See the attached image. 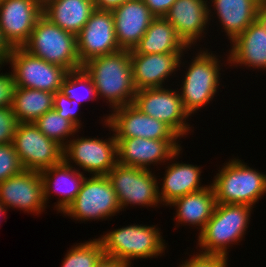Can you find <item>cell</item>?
I'll return each mask as SVG.
<instances>
[{"mask_svg":"<svg viewBox=\"0 0 266 267\" xmlns=\"http://www.w3.org/2000/svg\"><path fill=\"white\" fill-rule=\"evenodd\" d=\"M82 68L91 77L98 98H106L112 110L133 103L136 89L130 50L101 55L83 64Z\"/></svg>","mask_w":266,"mask_h":267,"instance_id":"obj_1","label":"cell"},{"mask_svg":"<svg viewBox=\"0 0 266 267\" xmlns=\"http://www.w3.org/2000/svg\"><path fill=\"white\" fill-rule=\"evenodd\" d=\"M253 208L245 204L216 203L212 217L199 232L200 253L228 258L229 244H238L243 239Z\"/></svg>","mask_w":266,"mask_h":267,"instance_id":"obj_2","label":"cell"},{"mask_svg":"<svg viewBox=\"0 0 266 267\" xmlns=\"http://www.w3.org/2000/svg\"><path fill=\"white\" fill-rule=\"evenodd\" d=\"M22 48L31 55L68 71L82 68L77 52V36L64 31L43 14L37 19L28 41Z\"/></svg>","mask_w":266,"mask_h":267,"instance_id":"obj_3","label":"cell"},{"mask_svg":"<svg viewBox=\"0 0 266 267\" xmlns=\"http://www.w3.org/2000/svg\"><path fill=\"white\" fill-rule=\"evenodd\" d=\"M211 183L216 203L253 207L266 193V174L250 168L240 159L225 163Z\"/></svg>","mask_w":266,"mask_h":267,"instance_id":"obj_4","label":"cell"},{"mask_svg":"<svg viewBox=\"0 0 266 267\" xmlns=\"http://www.w3.org/2000/svg\"><path fill=\"white\" fill-rule=\"evenodd\" d=\"M103 247L104 256L129 263L134 259L156 258L165 252V242L159 228L131 224L109 231L98 238Z\"/></svg>","mask_w":266,"mask_h":267,"instance_id":"obj_5","label":"cell"},{"mask_svg":"<svg viewBox=\"0 0 266 267\" xmlns=\"http://www.w3.org/2000/svg\"><path fill=\"white\" fill-rule=\"evenodd\" d=\"M196 54L182 79V91L179 92L183 106L190 116L212 101L220 84L221 69L217 56L208 53V50H200Z\"/></svg>","mask_w":266,"mask_h":267,"instance_id":"obj_6","label":"cell"},{"mask_svg":"<svg viewBox=\"0 0 266 267\" xmlns=\"http://www.w3.org/2000/svg\"><path fill=\"white\" fill-rule=\"evenodd\" d=\"M116 192L106 175H91L85 177L80 191L74 201L63 212L74 220L108 219L119 213Z\"/></svg>","mask_w":266,"mask_h":267,"instance_id":"obj_7","label":"cell"},{"mask_svg":"<svg viewBox=\"0 0 266 267\" xmlns=\"http://www.w3.org/2000/svg\"><path fill=\"white\" fill-rule=\"evenodd\" d=\"M106 176L116 192L121 210H124L128 204L145 207H156L161 204L158 196L159 182L150 169L117 162Z\"/></svg>","mask_w":266,"mask_h":267,"instance_id":"obj_8","label":"cell"},{"mask_svg":"<svg viewBox=\"0 0 266 267\" xmlns=\"http://www.w3.org/2000/svg\"><path fill=\"white\" fill-rule=\"evenodd\" d=\"M11 65L15 87L38 89L55 93L68 74V70L42 58L31 55L22 47H14L8 62Z\"/></svg>","mask_w":266,"mask_h":267,"instance_id":"obj_9","label":"cell"},{"mask_svg":"<svg viewBox=\"0 0 266 267\" xmlns=\"http://www.w3.org/2000/svg\"><path fill=\"white\" fill-rule=\"evenodd\" d=\"M12 144L24 170L41 171L63 161V147L32 122L18 123Z\"/></svg>","mask_w":266,"mask_h":267,"instance_id":"obj_10","label":"cell"},{"mask_svg":"<svg viewBox=\"0 0 266 267\" xmlns=\"http://www.w3.org/2000/svg\"><path fill=\"white\" fill-rule=\"evenodd\" d=\"M144 114L168 125L180 138L190 133V116L182 103L179 91L166 88H146L136 91L132 103Z\"/></svg>","mask_w":266,"mask_h":267,"instance_id":"obj_11","label":"cell"},{"mask_svg":"<svg viewBox=\"0 0 266 267\" xmlns=\"http://www.w3.org/2000/svg\"><path fill=\"white\" fill-rule=\"evenodd\" d=\"M63 148V160L71 162L91 175H107L117 163V141L115 135L108 139L70 138Z\"/></svg>","mask_w":266,"mask_h":267,"instance_id":"obj_12","label":"cell"},{"mask_svg":"<svg viewBox=\"0 0 266 267\" xmlns=\"http://www.w3.org/2000/svg\"><path fill=\"white\" fill-rule=\"evenodd\" d=\"M105 116L104 125L114 131L115 138H148L177 140L180 137L164 122L150 117L133 104L118 107Z\"/></svg>","mask_w":266,"mask_h":267,"instance_id":"obj_13","label":"cell"},{"mask_svg":"<svg viewBox=\"0 0 266 267\" xmlns=\"http://www.w3.org/2000/svg\"><path fill=\"white\" fill-rule=\"evenodd\" d=\"M120 50L111 10L95 9L77 35V52L81 65L93 58Z\"/></svg>","mask_w":266,"mask_h":267,"instance_id":"obj_14","label":"cell"},{"mask_svg":"<svg viewBox=\"0 0 266 267\" xmlns=\"http://www.w3.org/2000/svg\"><path fill=\"white\" fill-rule=\"evenodd\" d=\"M117 162L123 165L150 169L178 157L181 145L177 140H155L148 138H116ZM177 141V142H176Z\"/></svg>","mask_w":266,"mask_h":267,"instance_id":"obj_15","label":"cell"},{"mask_svg":"<svg viewBox=\"0 0 266 267\" xmlns=\"http://www.w3.org/2000/svg\"><path fill=\"white\" fill-rule=\"evenodd\" d=\"M0 202L6 210L12 207L37 215L43 212L47 205L40 171L22 170L0 182Z\"/></svg>","mask_w":266,"mask_h":267,"instance_id":"obj_16","label":"cell"},{"mask_svg":"<svg viewBox=\"0 0 266 267\" xmlns=\"http://www.w3.org/2000/svg\"><path fill=\"white\" fill-rule=\"evenodd\" d=\"M41 15L42 0H3L0 3V29L13 48L22 47Z\"/></svg>","mask_w":266,"mask_h":267,"instance_id":"obj_17","label":"cell"},{"mask_svg":"<svg viewBox=\"0 0 266 267\" xmlns=\"http://www.w3.org/2000/svg\"><path fill=\"white\" fill-rule=\"evenodd\" d=\"M117 42L122 50H133L155 16L143 0H128L111 10Z\"/></svg>","mask_w":266,"mask_h":267,"instance_id":"obj_18","label":"cell"},{"mask_svg":"<svg viewBox=\"0 0 266 267\" xmlns=\"http://www.w3.org/2000/svg\"><path fill=\"white\" fill-rule=\"evenodd\" d=\"M183 53L130 54L132 79L136 91L162 88L165 79L177 71Z\"/></svg>","mask_w":266,"mask_h":267,"instance_id":"obj_19","label":"cell"},{"mask_svg":"<svg viewBox=\"0 0 266 267\" xmlns=\"http://www.w3.org/2000/svg\"><path fill=\"white\" fill-rule=\"evenodd\" d=\"M207 0H176L164 16L176 29V33L189 48L202 37L211 19V7ZM210 8V9H209Z\"/></svg>","mask_w":266,"mask_h":267,"instance_id":"obj_20","label":"cell"},{"mask_svg":"<svg viewBox=\"0 0 266 267\" xmlns=\"http://www.w3.org/2000/svg\"><path fill=\"white\" fill-rule=\"evenodd\" d=\"M228 63L266 69V15L263 13L231 42ZM238 64V65H237Z\"/></svg>","mask_w":266,"mask_h":267,"instance_id":"obj_21","label":"cell"},{"mask_svg":"<svg viewBox=\"0 0 266 267\" xmlns=\"http://www.w3.org/2000/svg\"><path fill=\"white\" fill-rule=\"evenodd\" d=\"M43 181L44 201L47 205L52 193L61 196L55 208L63 213L74 201L85 179L83 172L68 165L64 160L54 166L40 171Z\"/></svg>","mask_w":266,"mask_h":267,"instance_id":"obj_22","label":"cell"},{"mask_svg":"<svg viewBox=\"0 0 266 267\" xmlns=\"http://www.w3.org/2000/svg\"><path fill=\"white\" fill-rule=\"evenodd\" d=\"M228 38L233 42L264 13L265 0H211Z\"/></svg>","mask_w":266,"mask_h":267,"instance_id":"obj_23","label":"cell"},{"mask_svg":"<svg viewBox=\"0 0 266 267\" xmlns=\"http://www.w3.org/2000/svg\"><path fill=\"white\" fill-rule=\"evenodd\" d=\"M94 10V0H42V14L64 31L76 36Z\"/></svg>","mask_w":266,"mask_h":267,"instance_id":"obj_24","label":"cell"},{"mask_svg":"<svg viewBox=\"0 0 266 267\" xmlns=\"http://www.w3.org/2000/svg\"><path fill=\"white\" fill-rule=\"evenodd\" d=\"M168 165L163 182L160 184L162 189H158L161 204L167 206L179 197L200 191L208 186L200 184L201 167L179 162Z\"/></svg>","mask_w":266,"mask_h":267,"instance_id":"obj_25","label":"cell"},{"mask_svg":"<svg viewBox=\"0 0 266 267\" xmlns=\"http://www.w3.org/2000/svg\"><path fill=\"white\" fill-rule=\"evenodd\" d=\"M186 49L174 26L165 17H155L130 54L184 53Z\"/></svg>","mask_w":266,"mask_h":267,"instance_id":"obj_26","label":"cell"},{"mask_svg":"<svg viewBox=\"0 0 266 267\" xmlns=\"http://www.w3.org/2000/svg\"><path fill=\"white\" fill-rule=\"evenodd\" d=\"M169 206L176 207V222L190 226H198L200 232L212 217L216 206V198L212 185L206 188L179 197L172 201Z\"/></svg>","mask_w":266,"mask_h":267,"instance_id":"obj_27","label":"cell"},{"mask_svg":"<svg viewBox=\"0 0 266 267\" xmlns=\"http://www.w3.org/2000/svg\"><path fill=\"white\" fill-rule=\"evenodd\" d=\"M54 93L38 89L15 87L12 110L18 123H34L53 109Z\"/></svg>","mask_w":266,"mask_h":267,"instance_id":"obj_28","label":"cell"},{"mask_svg":"<svg viewBox=\"0 0 266 267\" xmlns=\"http://www.w3.org/2000/svg\"><path fill=\"white\" fill-rule=\"evenodd\" d=\"M34 124L46 137L56 141L63 148L69 142L68 137L79 132L68 119L61 117L54 108L44 113Z\"/></svg>","mask_w":266,"mask_h":267,"instance_id":"obj_29","label":"cell"},{"mask_svg":"<svg viewBox=\"0 0 266 267\" xmlns=\"http://www.w3.org/2000/svg\"><path fill=\"white\" fill-rule=\"evenodd\" d=\"M81 90L84 93L81 92ZM60 91L67 95L69 99L75 100L80 105L87 99L93 101L98 97L91 77L83 68L69 71L61 85Z\"/></svg>","mask_w":266,"mask_h":267,"instance_id":"obj_30","label":"cell"},{"mask_svg":"<svg viewBox=\"0 0 266 267\" xmlns=\"http://www.w3.org/2000/svg\"><path fill=\"white\" fill-rule=\"evenodd\" d=\"M104 256L103 247L97 238L74 244L62 261L61 267H95Z\"/></svg>","mask_w":266,"mask_h":267,"instance_id":"obj_31","label":"cell"},{"mask_svg":"<svg viewBox=\"0 0 266 267\" xmlns=\"http://www.w3.org/2000/svg\"><path fill=\"white\" fill-rule=\"evenodd\" d=\"M23 166L12 143L0 145V182L19 174Z\"/></svg>","mask_w":266,"mask_h":267,"instance_id":"obj_32","label":"cell"},{"mask_svg":"<svg viewBox=\"0 0 266 267\" xmlns=\"http://www.w3.org/2000/svg\"><path fill=\"white\" fill-rule=\"evenodd\" d=\"M80 106L75 100L69 99L63 92L54 93L53 108L63 118L68 119L78 130L81 128V120L78 118V107Z\"/></svg>","mask_w":266,"mask_h":267,"instance_id":"obj_33","label":"cell"},{"mask_svg":"<svg viewBox=\"0 0 266 267\" xmlns=\"http://www.w3.org/2000/svg\"><path fill=\"white\" fill-rule=\"evenodd\" d=\"M17 125L18 121L12 107L0 108V145L13 142Z\"/></svg>","mask_w":266,"mask_h":267,"instance_id":"obj_34","label":"cell"},{"mask_svg":"<svg viewBox=\"0 0 266 267\" xmlns=\"http://www.w3.org/2000/svg\"><path fill=\"white\" fill-rule=\"evenodd\" d=\"M228 258L220 255L197 253L191 259L182 261L180 267H227Z\"/></svg>","mask_w":266,"mask_h":267,"instance_id":"obj_35","label":"cell"},{"mask_svg":"<svg viewBox=\"0 0 266 267\" xmlns=\"http://www.w3.org/2000/svg\"><path fill=\"white\" fill-rule=\"evenodd\" d=\"M1 69V66H0ZM15 82L12 72L0 74V108L12 107Z\"/></svg>","mask_w":266,"mask_h":267,"instance_id":"obj_36","label":"cell"},{"mask_svg":"<svg viewBox=\"0 0 266 267\" xmlns=\"http://www.w3.org/2000/svg\"><path fill=\"white\" fill-rule=\"evenodd\" d=\"M155 17H164L176 0H143Z\"/></svg>","mask_w":266,"mask_h":267,"instance_id":"obj_37","label":"cell"},{"mask_svg":"<svg viewBox=\"0 0 266 267\" xmlns=\"http://www.w3.org/2000/svg\"><path fill=\"white\" fill-rule=\"evenodd\" d=\"M13 51V47L5 39L2 30L0 29V62L4 65L8 62L9 56Z\"/></svg>","mask_w":266,"mask_h":267,"instance_id":"obj_38","label":"cell"},{"mask_svg":"<svg viewBox=\"0 0 266 267\" xmlns=\"http://www.w3.org/2000/svg\"><path fill=\"white\" fill-rule=\"evenodd\" d=\"M95 267H131L129 263L122 260L103 256Z\"/></svg>","mask_w":266,"mask_h":267,"instance_id":"obj_39","label":"cell"},{"mask_svg":"<svg viewBox=\"0 0 266 267\" xmlns=\"http://www.w3.org/2000/svg\"><path fill=\"white\" fill-rule=\"evenodd\" d=\"M128 0H94L95 9L113 10Z\"/></svg>","mask_w":266,"mask_h":267,"instance_id":"obj_40","label":"cell"},{"mask_svg":"<svg viewBox=\"0 0 266 267\" xmlns=\"http://www.w3.org/2000/svg\"><path fill=\"white\" fill-rule=\"evenodd\" d=\"M6 208H4L3 206H2V204H1V202H0V219H1V217H2V215H4L5 213H6ZM1 221V220H0Z\"/></svg>","mask_w":266,"mask_h":267,"instance_id":"obj_41","label":"cell"},{"mask_svg":"<svg viewBox=\"0 0 266 267\" xmlns=\"http://www.w3.org/2000/svg\"><path fill=\"white\" fill-rule=\"evenodd\" d=\"M264 14L266 15V0H265V4H264Z\"/></svg>","mask_w":266,"mask_h":267,"instance_id":"obj_42","label":"cell"}]
</instances>
